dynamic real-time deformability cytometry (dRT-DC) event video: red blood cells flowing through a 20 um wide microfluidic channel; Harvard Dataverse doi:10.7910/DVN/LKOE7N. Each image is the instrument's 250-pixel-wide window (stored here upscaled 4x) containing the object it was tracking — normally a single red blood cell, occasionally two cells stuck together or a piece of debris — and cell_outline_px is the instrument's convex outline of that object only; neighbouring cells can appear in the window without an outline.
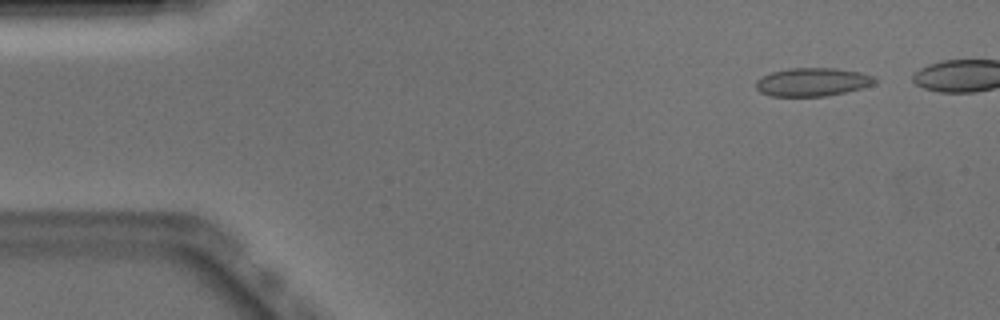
{"species": "Egyptian fruit bat (a non-hibernating species)", "species_latin": "Rousettus aegyptiacus", "temperature_condition": "warm", "stored_images_in_passage": 11, "camera_frame_rate_fps": 3000, "um_per_image_px": 0.085, "animal": {"sex": "male"}, "frame": {"image": 1, "passage_image": 4, "time_ms": 1.0, "image_size_px": [1000, 320], "cell_outline_px": [[876, 80], [872, 84], [860, 88], [844, 92], [824, 96], [768, 96], [760, 92], [756, 88], [756, 80], [772, 72], [788, 68], [836, 68], [860, 72], [872, 76]], "centroid_in_image_um": [69.01, 6.97], "position_along_channel_um": 16.0, "area_um2": 19.42}}